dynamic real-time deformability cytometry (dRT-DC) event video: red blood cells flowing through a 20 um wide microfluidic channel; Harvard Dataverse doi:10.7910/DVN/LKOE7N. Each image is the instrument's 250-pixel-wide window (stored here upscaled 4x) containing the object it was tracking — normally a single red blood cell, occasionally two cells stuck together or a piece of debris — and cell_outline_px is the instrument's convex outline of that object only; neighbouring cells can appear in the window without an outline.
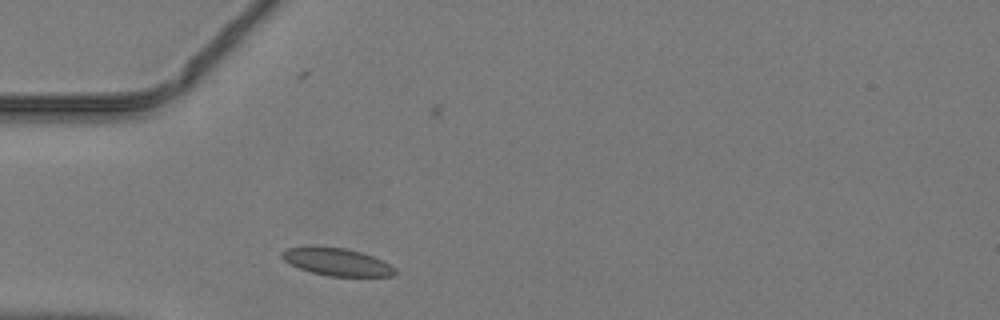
{"species": "common noctule bat (a hibernating species)", "species_latin": "Nyctalus noctula", "temperature_condition": "warm", "stored_images_in_passage": 35, "camera_frame_rate_fps": 3000, "um_per_image_px": 0.085, "animal": {"sex": "male", "body_mass_g": 19.2, "forearm_length_mm": 51.8}, "frame": {"image": 1, "passage_image": 1, "time_ms": 0.0, "image_size_px": [1000, 320], "cell_outline_px": [[396, 272], [392, 276], [328, 276], [312, 272], [300, 268], [284, 260], [280, 256], [280, 252], [288, 248], [312, 244], [344, 248], [360, 252], [372, 256], [396, 268]], "centroid_in_image_um": [28.57, 22.23], "position_along_channel_um": 56.4, "area_um2": 18.26}}
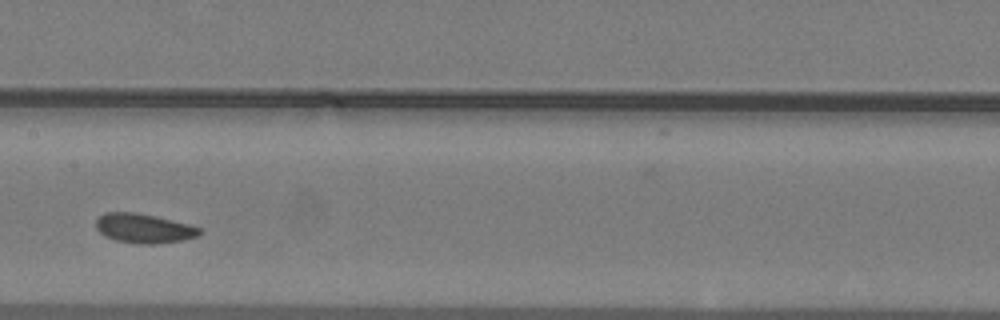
{"frame": {"image": 2, "passage_image": 11, "time_ms": 3.333, "image_size_px": [1000, 320], "cell_outline_px": [[200, 232], [196, 236], [184, 240], [156, 244], [136, 244], [116, 240], [104, 236], [96, 228], [96, 220], [104, 212], [136, 212], [156, 216], [188, 224], [200, 228]], "centroid_in_image_um": [12.19, 19.41], "position_along_channel_um": 195.2, "area_um2": 17.74}}
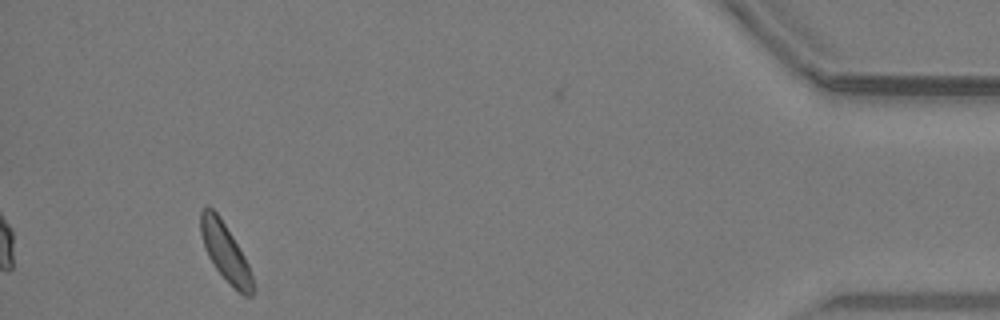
{"frame": {"image": 3, "passage_image": 31, "time_ms": 10.0, "image_size_px": [1000, 320], "cell_outline_px": [[252, 296], [244, 296], [216, 268], [208, 256], [200, 232], [200, 212], [208, 204], [220, 216], [244, 256], [248, 264], [252, 276]], "centroid_in_image_um": [19.12, 21.36], "position_along_channel_um": 416.1, "area_um2": 16.94}}